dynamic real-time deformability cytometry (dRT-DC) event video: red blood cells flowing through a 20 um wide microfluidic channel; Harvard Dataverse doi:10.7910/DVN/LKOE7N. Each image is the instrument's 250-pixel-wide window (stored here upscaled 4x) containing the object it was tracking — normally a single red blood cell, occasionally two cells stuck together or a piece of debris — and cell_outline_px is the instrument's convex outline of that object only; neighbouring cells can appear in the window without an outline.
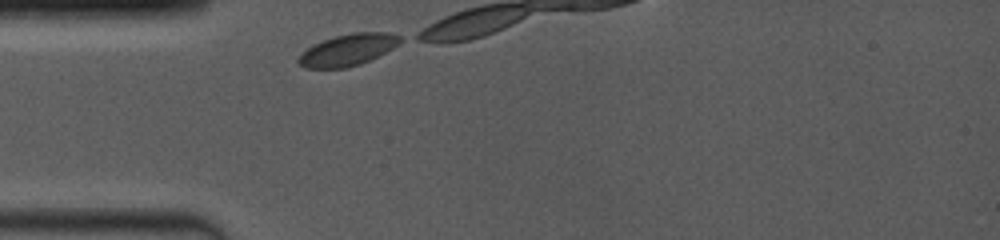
{"species": "common noctule bat (a hibernating species)", "species_latin": "Nyctalus noctula", "temperature_condition": "room temperature", "stored_images_in_passage": 4, "camera_frame_rate_fps": 4000, "um_per_image_px": 0.085, "animal": {"sex": "female", "body_mass_g": 19.0, "forearm_length_mm": 53.3}, "frame": {"image": 1, "passage_image": 1, "time_ms": 0.0, "image_size_px": [1000, 240], "cell_outline_px": [[404, 40], [392, 48], [360, 64], [344, 68], [304, 68], [296, 60], [308, 48], [324, 40], [336, 36], [352, 32], [388, 32], [400, 36]], "centroid_in_image_um": [29.59, 4.23], "position_along_channel_um": 55.4, "area_um2": 18.38}}